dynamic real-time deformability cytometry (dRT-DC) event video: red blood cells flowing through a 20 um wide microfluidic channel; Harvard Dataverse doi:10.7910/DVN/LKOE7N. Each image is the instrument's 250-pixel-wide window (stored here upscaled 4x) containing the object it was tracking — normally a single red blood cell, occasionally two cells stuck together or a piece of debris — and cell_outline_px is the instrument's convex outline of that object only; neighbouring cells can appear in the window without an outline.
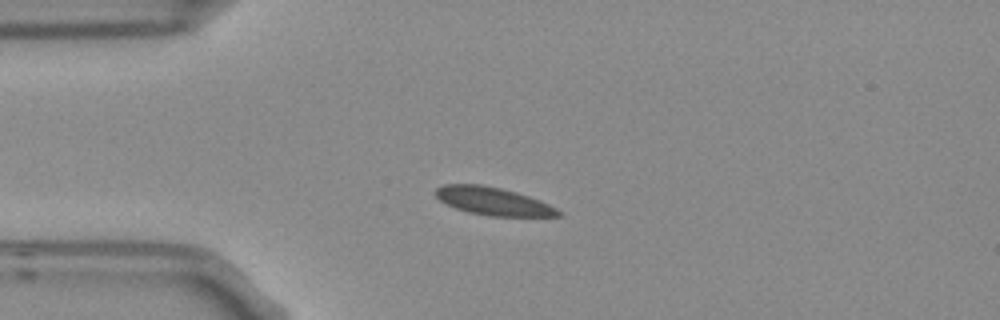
{"species": "Egyptian fruit bat (a non-hibernating species)", "species_latin": "Rousettus aegyptiacus", "temperature_condition": "room temperature", "stored_images_in_passage": 4, "camera_frame_rate_fps": 3000, "um_per_image_px": 0.085, "frame": {"image": 1, "passage_image": 2, "time_ms": 0.333, "image_size_px": [1000, 320], "cell_outline_px": [[564, 216], [488, 216], [468, 212], [456, 208], [440, 200], [436, 196], [436, 188], [444, 184], [480, 184], [500, 188], [516, 192], [540, 200], [556, 208]], "centroid_in_image_um": [41.92, 17.1], "position_along_channel_um": 43.1, "area_um2": 19.77}}